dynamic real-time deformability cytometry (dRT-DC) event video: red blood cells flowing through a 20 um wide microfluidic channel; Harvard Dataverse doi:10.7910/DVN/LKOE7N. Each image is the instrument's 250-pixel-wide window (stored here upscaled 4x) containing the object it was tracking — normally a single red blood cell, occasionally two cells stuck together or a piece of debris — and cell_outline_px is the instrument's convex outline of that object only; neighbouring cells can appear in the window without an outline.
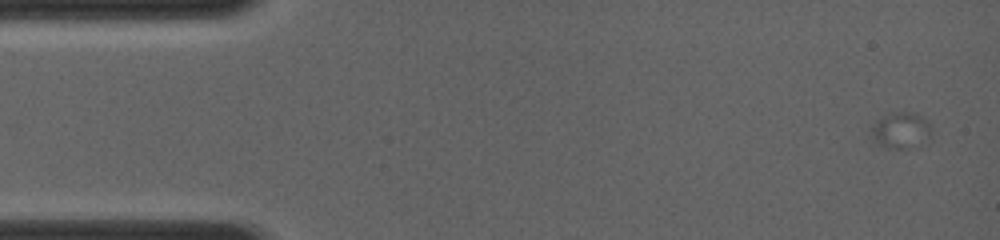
{"species": "common noctule bat (a hibernating species)", "species_latin": "Nyctalus noctula", "temperature_condition": "room temperature", "stored_images_in_passage": 8, "camera_frame_rate_fps": 4000, "um_per_image_px": 0.085, "animal": {"sex": "female", "body_mass_g": 19.0, "forearm_length_mm": 56.7}, "frame": {"image": 1, "passage_image": 1, "time_ms": 0.0, "image_size_px": [1000, 240], "cell_outline_px": [[932, 132], [928, 136], [900, 148], [888, 148], [876, 144], [872, 140], [872, 128], [876, 120], [888, 112], [916, 112], [928, 120], [932, 128]], "centroid_in_image_um": [76.51, 10.99], "position_along_channel_um": 8.5, "area_um2": 12.25}}